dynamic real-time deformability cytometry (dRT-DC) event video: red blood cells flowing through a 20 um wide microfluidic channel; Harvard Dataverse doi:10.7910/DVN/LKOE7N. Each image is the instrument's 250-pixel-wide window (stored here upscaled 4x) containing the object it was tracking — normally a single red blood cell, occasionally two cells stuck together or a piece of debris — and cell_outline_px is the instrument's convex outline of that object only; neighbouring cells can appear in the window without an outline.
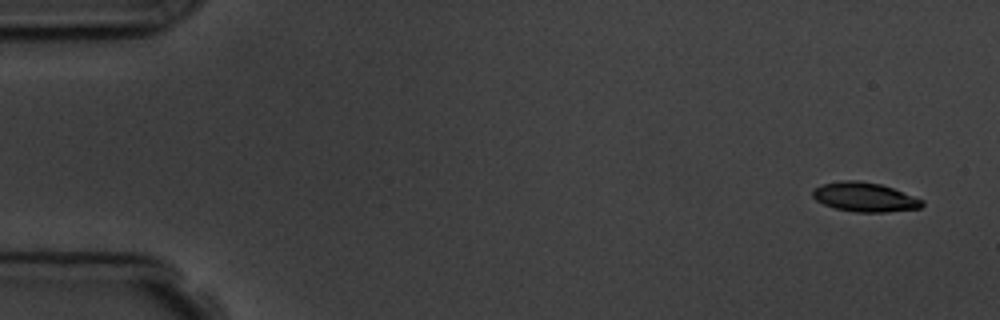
{"species": "common noctule bat (a hibernating species)", "species_latin": "Nyctalus noctula", "temperature_condition": "room temperature", "stored_images_in_passage": 8, "segment_of_instrument_passage": [2, 2], "camera_frame_rate_fps": 3000, "um_per_image_px": 0.085, "animal": {"sex": "male", "body_mass_g": 19.5, "forearm_length_mm": 54.6}, "frame": {"image": 1, "passage_image": 8, "time_ms": 8.0, "image_size_px": [1000, 320], "cell_outline_px": [[924, 204], [920, 208], [884, 212], [856, 212], [836, 208], [824, 204], [816, 200], [812, 196], [812, 192], [816, 188], [824, 184], [840, 180], [856, 180], [880, 184], [892, 188], [924, 200]], "centroid_in_image_um": [73.51, 16.75], "position_along_channel_um": 11.5, "area_um2": 18.44}}